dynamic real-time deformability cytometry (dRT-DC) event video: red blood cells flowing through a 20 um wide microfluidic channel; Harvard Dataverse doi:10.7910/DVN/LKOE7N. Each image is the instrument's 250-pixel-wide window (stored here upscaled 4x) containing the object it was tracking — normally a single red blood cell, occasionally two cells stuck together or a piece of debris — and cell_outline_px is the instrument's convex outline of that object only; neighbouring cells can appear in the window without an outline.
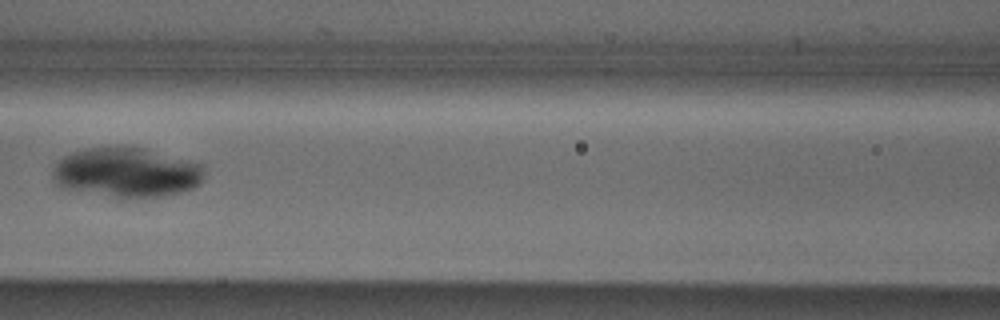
{"species": "Egyptian fruit bat (a non-hibernating species)", "species_latin": "Rousettus aegyptiacus", "temperature_condition": "cold", "stored_images_in_passage": 7, "camera_frame_rate_fps": 3000, "um_per_image_px": 0.085, "animal": {"sex": "male"}, "frame": {"image": 1, "passage_image": 7, "time_ms": 2.0, "image_size_px": [1000, 320], "cell_outline_px": [[204, 176], [200, 184], [192, 188], [180, 192], [164, 196], [112, 196], [60, 188], [52, 180], [52, 168], [64, 156], [72, 152], [88, 148], [144, 148], [200, 164], [204, 168]], "centroid_in_image_um": [10.72, 14.66], "position_along_channel_um": 155.9, "area_um2": 43.18}}